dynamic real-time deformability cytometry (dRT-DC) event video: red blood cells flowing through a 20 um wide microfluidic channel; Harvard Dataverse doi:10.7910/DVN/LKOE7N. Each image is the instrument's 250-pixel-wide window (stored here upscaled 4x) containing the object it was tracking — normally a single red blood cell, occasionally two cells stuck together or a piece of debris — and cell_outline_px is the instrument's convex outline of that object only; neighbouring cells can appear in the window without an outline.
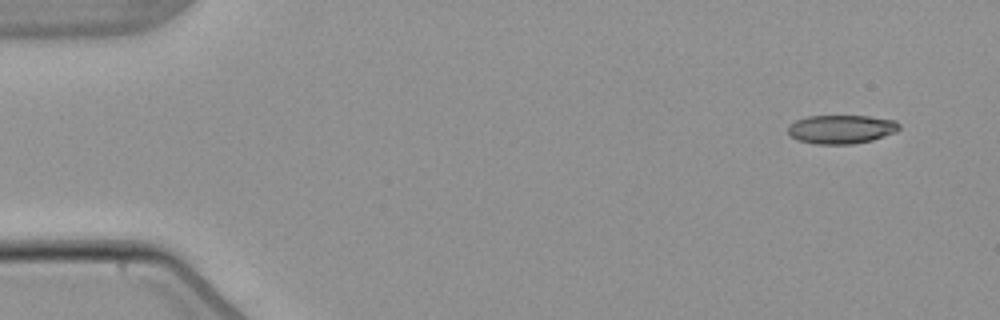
{"species": "common noctule bat (a hibernating species)", "species_latin": "Nyctalus noctula", "temperature_condition": "warm", "stored_images_in_passage": 5, "camera_frame_rate_fps": 3000, "um_per_image_px": 0.085, "animal": {"sex": "male", "body_mass_g": 21.5, "forearm_length_mm": 52.0}, "frame": {"image": 1, "passage_image": 1, "time_ms": 0.0, "image_size_px": [1000, 320], "cell_outline_px": [[900, 128], [896, 132], [872, 140], [852, 144], [816, 144], [796, 140], [788, 132], [788, 124], [796, 120], [808, 116], [868, 116], [896, 120], [900, 124]], "centroid_in_image_um": [71.51, 10.98], "position_along_channel_um": 13.5, "area_um2": 18.73}}
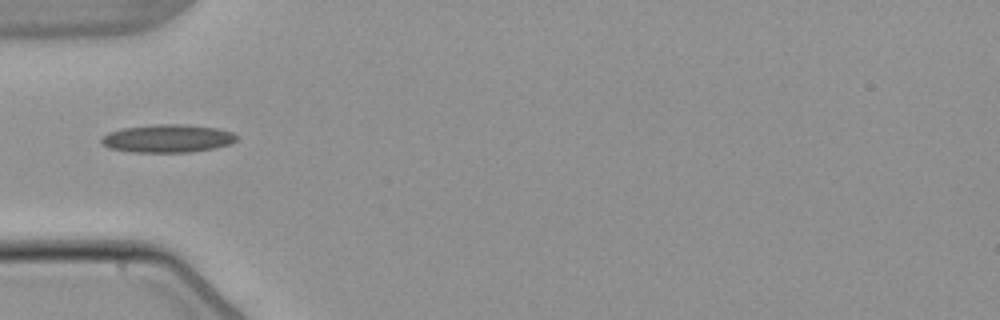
{"frame": {"image": 2, "passage_image": 4, "time_ms": 4.667, "image_size_px": [1000, 320], "cell_outline_px": [[236, 140], [228, 144], [212, 148], [188, 152], [132, 152], [108, 148], [100, 144], [100, 136], [108, 132], [124, 128], [152, 124], [180, 124], [216, 128], [232, 132], [236, 136]], "centroid_in_image_um": [14.14, 11.77], "position_along_channel_um": 70.9, "area_um2": 22.02}}
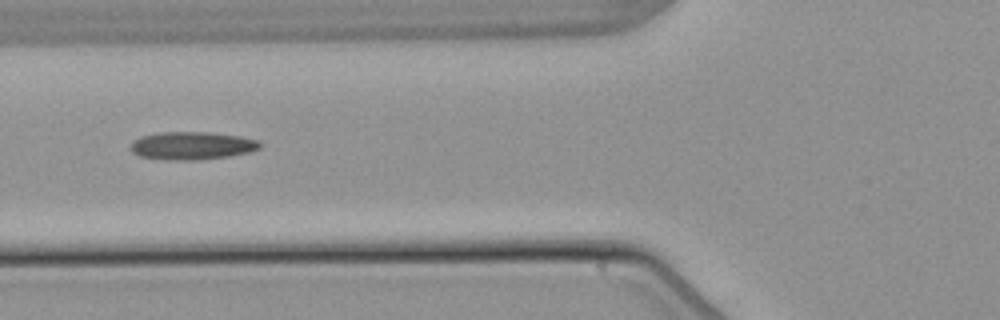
{"frame": {"image": 3, "passage_image": 5, "time_ms": 5.667, "image_size_px": [1000, 320], "cell_outline_px": [[260, 148], [248, 152], [228, 156], [200, 160], [168, 160], [140, 156], [132, 152], [132, 144], [140, 136], [160, 132], [208, 132], [240, 136], [260, 140]], "centroid_in_image_um": [16.34, 12.38], "position_along_channel_um": 109.5, "area_um2": 20.92}}